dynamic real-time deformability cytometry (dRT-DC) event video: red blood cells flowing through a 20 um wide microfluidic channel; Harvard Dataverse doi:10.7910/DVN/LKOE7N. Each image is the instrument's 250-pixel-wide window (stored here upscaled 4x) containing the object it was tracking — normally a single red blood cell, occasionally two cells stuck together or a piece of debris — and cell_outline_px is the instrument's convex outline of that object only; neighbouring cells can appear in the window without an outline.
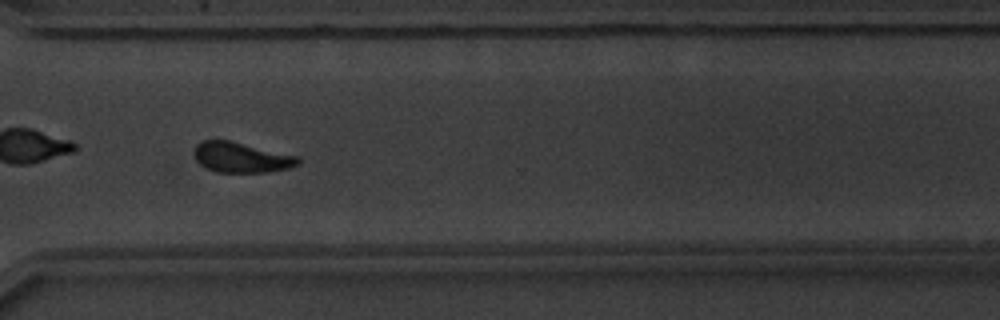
{"species": "common noctule bat (a hibernating species)", "species_latin": "Nyctalus noctula", "temperature_condition": "warm", "stored_images_in_passage": 48, "camera_frame_rate_fps": 3000, "um_per_image_px": 0.085, "animal": {"sex": "male", "body_mass_g": 20.1, "forearm_length_mm": 53.5}, "frame": {"image": 1, "passage_image": 35, "time_ms": 11.333, "image_size_px": [1000, 320], "cell_outline_px": [[300, 164], [288, 168], [268, 172], [216, 172], [200, 164], [196, 160], [196, 144], [204, 140], [228, 140], [300, 156]], "centroid_in_image_um": [20.56, 13.38], "position_along_channel_um": 350.0, "area_um2": 18.21}}
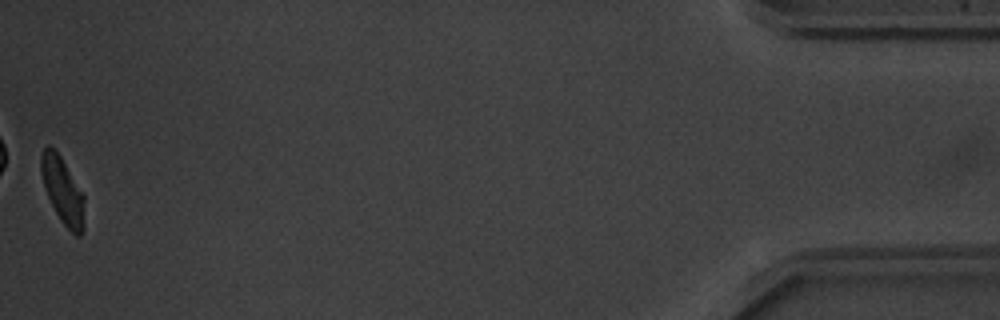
{"frame": {"image": 2, "passage_image": 48, "time_ms": 15.667, "image_size_px": [1000, 320], "cell_outline_px": [[84, 228], [80, 236], [76, 236], [60, 220], [48, 196], [40, 172], [40, 156], [44, 148], [48, 144], [60, 156], [84, 196]], "centroid_in_image_um": [5.32, 16.21], "position_along_channel_um": 429.9, "area_um2": 16.42}, "authors_computed_cell_mechanics": {"area_um2": 18.1203, "velocity_mm_per_s": 3.812, "shape_relaxation_time_tau1_ms": 2.6589, "shape_relaxation_time_tau2_ms": 5.0789, "deformation_change_tau1": 0.1236, "deformation_change_tau2": 0.1086}}